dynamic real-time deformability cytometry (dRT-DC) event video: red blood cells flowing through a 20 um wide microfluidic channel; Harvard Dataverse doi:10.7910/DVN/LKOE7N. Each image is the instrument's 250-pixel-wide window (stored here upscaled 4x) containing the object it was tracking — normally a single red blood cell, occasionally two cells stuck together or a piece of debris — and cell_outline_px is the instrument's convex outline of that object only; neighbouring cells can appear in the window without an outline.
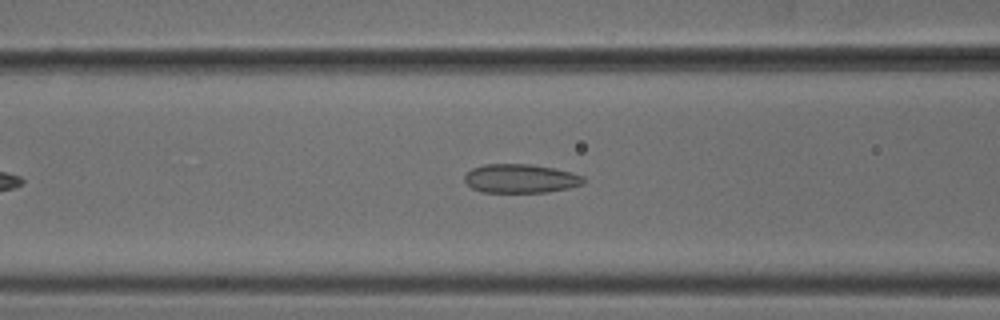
{"species": "common noctule bat (a hibernating species)", "species_latin": "Nyctalus noctula", "temperature_condition": "cold", "stored_images_in_passage": 36, "camera_frame_rate_fps": 3000, "um_per_image_px": 0.085, "animal": {"sex": "male", "body_mass_g": 18.8}, "frame": {"image": 1, "passage_image": 13, "time_ms": 4.0, "image_size_px": [1000, 320], "cell_outline_px": [[584, 184], [568, 188], [548, 192], [484, 192], [472, 188], [464, 180], [464, 176], [472, 168], [484, 164], [528, 164], [552, 168], [572, 172], [584, 176]], "centroid_in_image_um": [44.26, 15.17], "position_along_channel_um": 122.3, "area_um2": 19.94}}
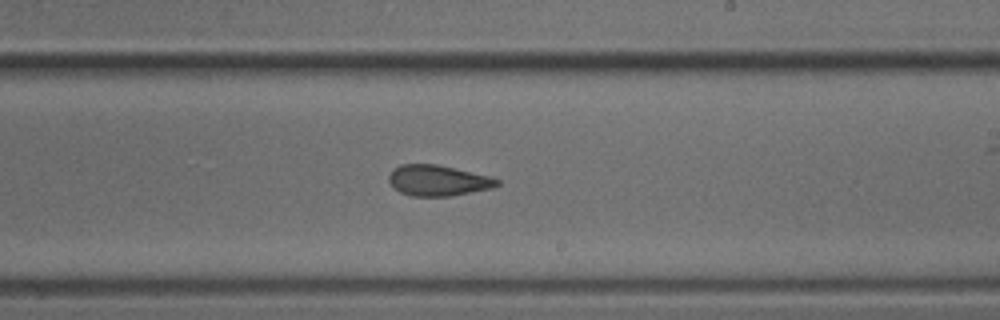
{"frame": {"image": 2, "passage_image": 23, "time_ms": 7.333, "image_size_px": [1000, 320], "cell_outline_px": [[500, 184], [492, 188], [448, 196], [412, 196], [400, 192], [388, 180], [388, 176], [392, 168], [400, 164], [436, 164], [488, 176], [500, 180]], "centroid_in_image_um": [37.19, 15.33], "position_along_channel_um": 251.8, "area_um2": 19.19}}
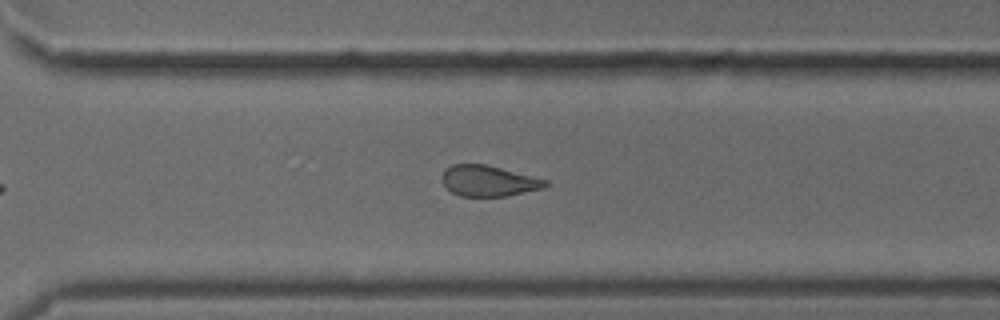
{"frame": {"image": 3, "passage_image": 29, "time_ms": 9.333, "image_size_px": [1000, 320], "cell_outline_px": [[548, 184], [544, 188], [508, 196], [460, 196], [452, 192], [444, 184], [440, 176], [452, 164], [484, 164], [548, 180]], "centroid_in_image_um": [41.53, 15.38], "position_along_channel_um": 329.1, "area_um2": 18.38}, "authors_computed_cell_mechanics": {"area_um2": 19.8254, "velocity_mm_per_s": 3.8744, "shape_relaxation_time_tau1_ms": 8.9645, "shape_relaxation_time_tau2_ms": 1.9275, "deformation_change_tau1": 0.1439, "deformation_change_tau2": 0.0872}}